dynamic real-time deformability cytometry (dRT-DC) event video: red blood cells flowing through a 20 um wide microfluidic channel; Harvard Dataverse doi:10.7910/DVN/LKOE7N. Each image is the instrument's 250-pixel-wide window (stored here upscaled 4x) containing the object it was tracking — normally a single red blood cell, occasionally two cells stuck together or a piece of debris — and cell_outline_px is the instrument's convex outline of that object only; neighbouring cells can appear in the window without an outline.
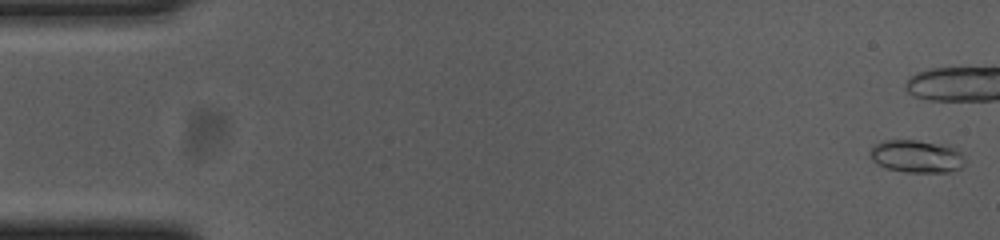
{"species": "common noctule bat (a hibernating species)", "species_latin": "Nyctalus noctula", "temperature_condition": "cold", "stored_images_in_passage": 42, "camera_frame_rate_fps": 3000, "um_per_image_px": 0.085, "animal": {"sex": "female", "body_mass_g": 23.0, "forearm_length_mm": 53.4}, "frame": {"image": 1, "passage_image": 1, "time_ms": 0.0, "image_size_px": [1000, 240], "cell_outline_px": [[964, 168], [948, 172], [904, 172], [888, 168], [872, 160], [868, 156], [868, 152], [876, 144], [884, 140], [916, 140], [948, 144], [960, 148], [964, 156]], "centroid_in_image_um": [77.99, 13.27], "position_along_channel_um": 7.0, "area_um2": 18.5}}